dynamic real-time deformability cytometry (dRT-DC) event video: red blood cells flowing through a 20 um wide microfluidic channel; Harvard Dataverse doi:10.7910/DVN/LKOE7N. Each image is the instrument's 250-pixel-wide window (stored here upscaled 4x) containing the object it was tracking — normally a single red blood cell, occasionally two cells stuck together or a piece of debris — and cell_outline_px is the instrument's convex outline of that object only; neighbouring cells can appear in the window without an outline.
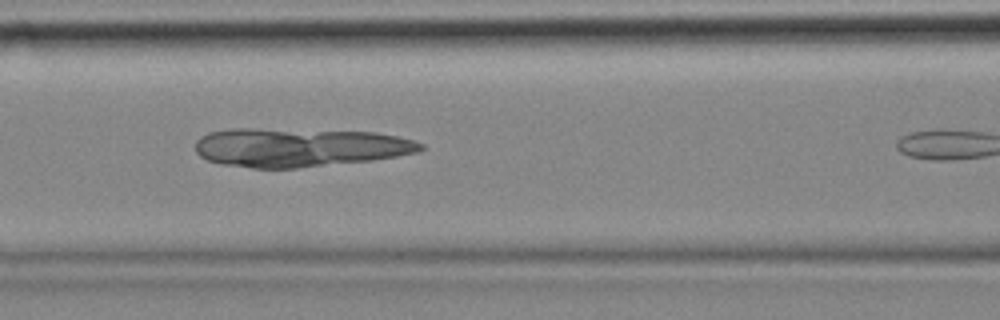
{"species": "common noctule bat (a hibernating species)", "species_latin": "Nyctalus noctula", "temperature_condition": "cold", "stored_images_in_passage": 7, "camera_frame_rate_fps": 3000, "um_per_image_px": 0.085, "animal": {"sex": "female", "body_mass_g": 18.4}, "frame": {"image": 1, "passage_image": 4, "time_ms": 1.0, "image_size_px": [1000, 320], "cell_outline_px": [[424, 148], [416, 152], [396, 156], [372, 160], [296, 168], [252, 168], [224, 164], [208, 160], [200, 156], [196, 152], [196, 140], [200, 136], [208, 132], [232, 128], [252, 128], [376, 132], [396, 136], [412, 140], [424, 144]], "centroid_in_image_um": [25.4, 12.52], "position_along_channel_um": 141.2, "area_um2": 50.81}}